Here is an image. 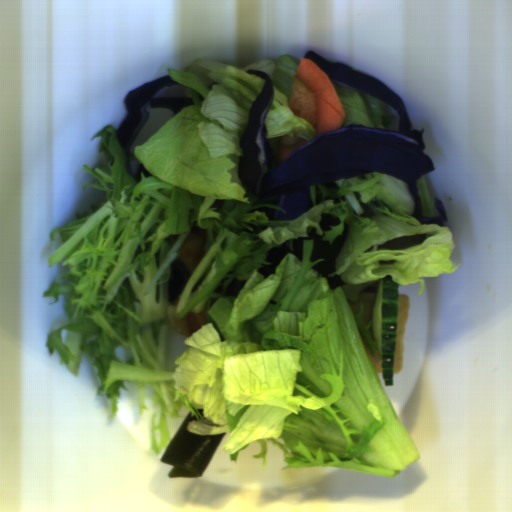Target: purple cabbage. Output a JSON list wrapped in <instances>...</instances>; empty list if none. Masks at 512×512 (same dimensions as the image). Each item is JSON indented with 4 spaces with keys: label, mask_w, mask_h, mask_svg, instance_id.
Returning a JSON list of instances; mask_svg holds the SVG:
<instances>
[{
    "label": "purple cabbage",
    "mask_w": 512,
    "mask_h": 512,
    "mask_svg": "<svg viewBox=\"0 0 512 512\" xmlns=\"http://www.w3.org/2000/svg\"><path fill=\"white\" fill-rule=\"evenodd\" d=\"M302 59L315 64L329 79L389 105L399 115L397 130L360 124L322 133L295 150L276 166L273 146L266 140L264 121L273 103L271 75L257 69L245 71L264 79V84L248 112V125L240 137L242 155L238 176L242 185L258 200L279 197L273 220H295L314 203L309 186L323 185L340 189L335 181L363 173L391 175L407 184L415 210L412 217L420 225L445 227L448 222L443 201L435 197L437 215L424 216L417 181L435 169L433 159L425 154L424 130L411 129L401 96L379 79L355 72L344 63H332L316 52L308 51Z\"/></svg>",
    "instance_id": "1"
},
{
    "label": "purple cabbage",
    "mask_w": 512,
    "mask_h": 512,
    "mask_svg": "<svg viewBox=\"0 0 512 512\" xmlns=\"http://www.w3.org/2000/svg\"><path fill=\"white\" fill-rule=\"evenodd\" d=\"M182 85L171 76H164L129 90L124 104L127 109L117 132L116 139L128 153L133 142L150 117L147 109H168L174 116L189 105H195L189 96H169L155 98L166 87ZM183 86V85H182Z\"/></svg>",
    "instance_id": "2"
},
{
    "label": "purple cabbage",
    "mask_w": 512,
    "mask_h": 512,
    "mask_svg": "<svg viewBox=\"0 0 512 512\" xmlns=\"http://www.w3.org/2000/svg\"><path fill=\"white\" fill-rule=\"evenodd\" d=\"M126 169H127V172L128 174L131 176V178L134 180L135 183H138L139 181H141V178H142V175L141 173H143V175L146 177H150L152 176L147 170L146 168L144 167L143 164H140L136 173L132 170V167H131V164L128 161H126Z\"/></svg>",
    "instance_id": "3"
},
{
    "label": "purple cabbage",
    "mask_w": 512,
    "mask_h": 512,
    "mask_svg": "<svg viewBox=\"0 0 512 512\" xmlns=\"http://www.w3.org/2000/svg\"><path fill=\"white\" fill-rule=\"evenodd\" d=\"M198 99H199V101H200V102H203V100H204L203 95H201L200 93H198Z\"/></svg>",
    "instance_id": "4"
}]
</instances>
